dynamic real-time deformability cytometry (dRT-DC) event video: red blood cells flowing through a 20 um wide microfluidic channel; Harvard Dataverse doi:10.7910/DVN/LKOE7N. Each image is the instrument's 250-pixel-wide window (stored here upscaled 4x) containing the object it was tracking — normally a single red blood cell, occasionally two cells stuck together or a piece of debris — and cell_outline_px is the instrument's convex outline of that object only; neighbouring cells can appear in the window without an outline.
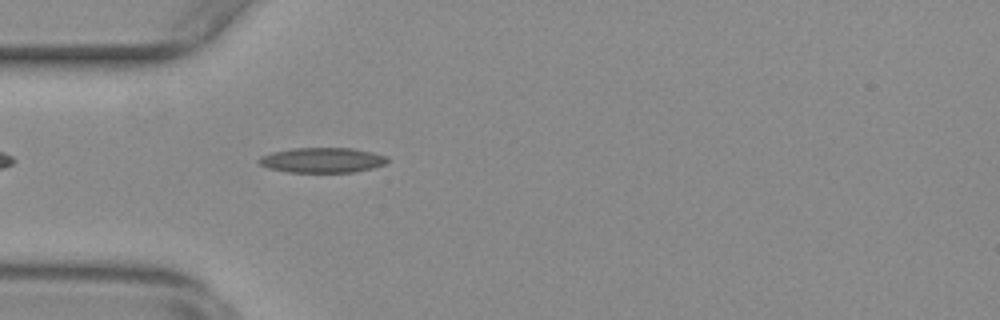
{"species": "common noctule bat (a hibernating species)", "species_latin": "Nyctalus noctula", "temperature_condition": "warm", "stored_images_in_passage": 40, "camera_frame_rate_fps": 3000, "um_per_image_px": 0.085, "animal": {"sex": "female", "body_mass_g": 29.2, "forearm_length_mm": 56.3}, "frame": {"image": 1, "passage_image": 1, "time_ms": 0.0, "image_size_px": [1000, 320], "cell_outline_px": [[388, 160], [384, 164], [372, 168], [352, 172], [288, 172], [268, 168], [260, 164], [256, 160], [260, 156], [272, 152], [292, 148], [352, 148], [372, 152], [388, 156]], "centroid_in_image_um": [27.37, 13.6], "position_along_channel_um": 57.6, "area_um2": 18.79}}
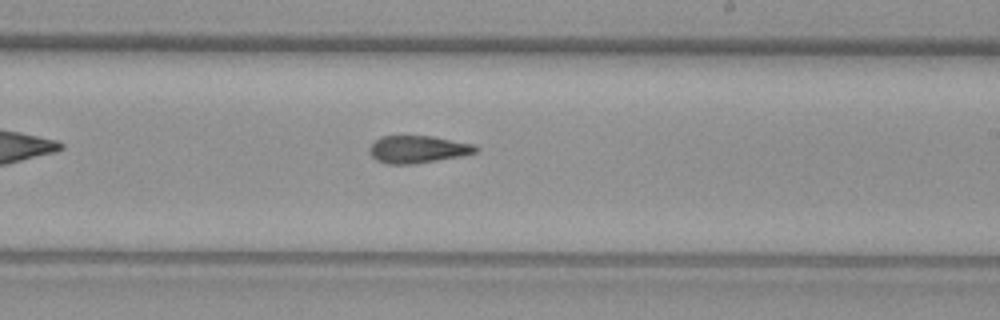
{"frame": {"image": 2, "passage_image": 17, "time_ms": 5.333, "image_size_px": [1000, 320], "cell_outline_px": [[480, 148], [476, 152], [460, 156], [416, 164], [388, 164], [376, 160], [368, 152], [368, 148], [376, 140], [384, 136], [432, 136], [476, 144]], "centroid_in_image_um": [35.53, 12.69], "position_along_channel_um": 253.5, "area_um2": 17.05}}
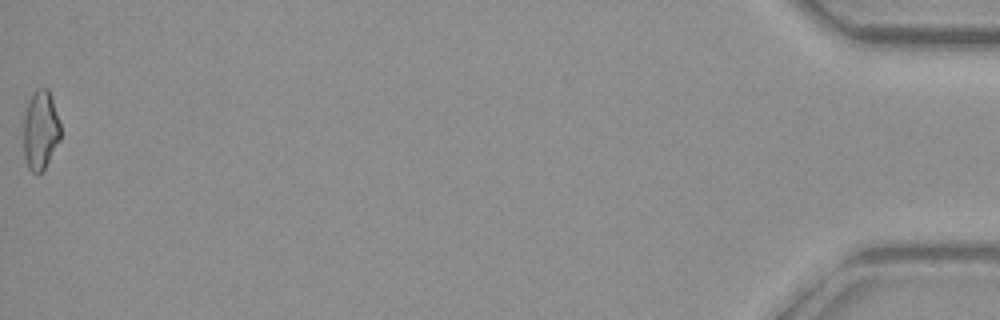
{"frame": {"image": 3, "passage_image": 40, "time_ms": 13.0, "image_size_px": [1000, 320], "cell_outline_px": [[60, 140], [44, 172], [36, 176], [28, 168], [24, 160], [24, 116], [28, 100], [32, 92], [36, 88], [48, 88], [60, 124]], "centroid_in_image_um": [3.43, 11.12], "position_along_channel_um": 431.8, "area_um2": 17.46}, "authors_computed_cell_mechanics": {"area_um2": 17.1955, "velocity_mm_per_s": 3.7404, "shape_relaxation_time_tau1_ms": null, "shape_relaxation_time_tau2_ms": 4.4796, "deformation_change_tau1": null, "deformation_change_tau2": 0.1369}}